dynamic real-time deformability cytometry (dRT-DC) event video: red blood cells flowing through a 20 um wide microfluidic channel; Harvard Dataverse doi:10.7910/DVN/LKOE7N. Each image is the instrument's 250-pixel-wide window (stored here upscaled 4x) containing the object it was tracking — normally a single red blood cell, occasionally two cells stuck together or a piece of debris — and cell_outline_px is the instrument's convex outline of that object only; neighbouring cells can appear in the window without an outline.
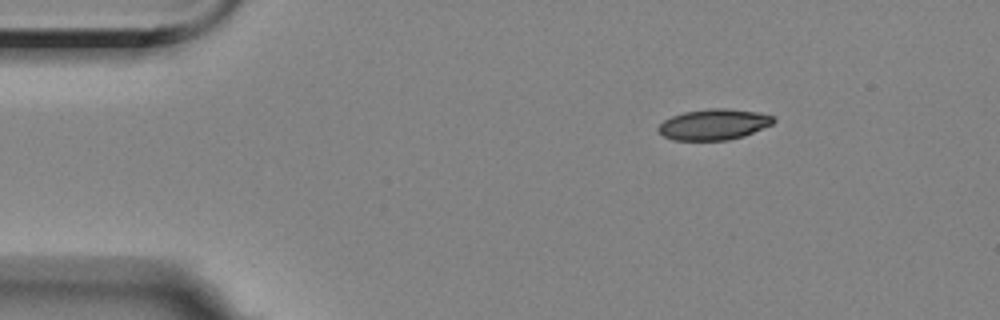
{"species": "Egyptian fruit bat (a non-hibernating species)", "species_latin": "Rousettus aegyptiacus", "temperature_condition": "room temperature", "stored_images_in_passage": 3, "camera_frame_rate_fps": 3000, "um_per_image_px": 0.085, "animal": {"sex": "female"}, "frame": {"image": 1, "passage_image": 1, "time_ms": 0.0, "image_size_px": [1000, 320], "cell_outline_px": [[776, 120], [772, 124], [744, 136], [728, 140], [672, 140], [664, 136], [656, 128], [664, 120], [672, 116], [684, 112], [712, 108], [724, 108], [760, 112], [772, 116]], "centroid_in_image_um": [60.68, 10.58], "position_along_channel_um": 24.3, "area_um2": 20.63}}